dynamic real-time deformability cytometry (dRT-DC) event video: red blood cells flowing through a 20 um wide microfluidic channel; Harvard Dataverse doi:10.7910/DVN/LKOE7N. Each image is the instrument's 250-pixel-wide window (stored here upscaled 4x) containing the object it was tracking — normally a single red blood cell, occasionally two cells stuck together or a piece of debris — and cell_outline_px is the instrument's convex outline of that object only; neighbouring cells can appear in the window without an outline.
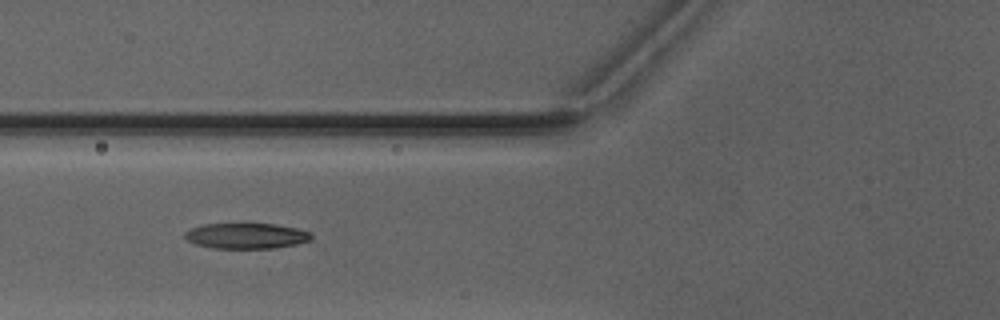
{"species": "Egyptian fruit bat (a non-hibernating species)", "species_latin": "Rousettus aegyptiacus", "temperature_condition": "warm", "stored_images_in_passage": 34, "camera_frame_rate_fps": 3000, "um_per_image_px": 0.085, "animal": {"sex": "male"}, "frame": {"image": 1, "passage_image": 3, "time_ms": 0.667, "image_size_px": [1000, 320], "cell_outline_px": [[312, 240], [296, 244], [276, 248], [212, 248], [196, 244], [188, 240], [184, 236], [184, 232], [192, 228], [204, 224], [276, 224], [296, 228], [312, 232]], "centroid_in_image_um": [20.97, 20.05], "position_along_channel_um": 104.8, "area_um2": 18.84}}
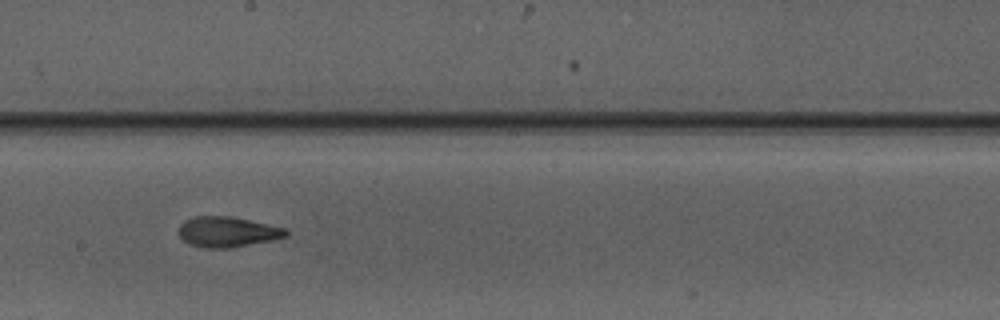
{"frame": {"image": 2, "passage_image": 12, "time_ms": 3.667, "image_size_px": [1000, 320], "cell_outline_px": [[288, 236], [272, 240], [228, 248], [204, 248], [188, 244], [180, 236], [180, 224], [184, 220], [192, 216], [232, 216], [284, 228], [288, 232]], "centroid_in_image_um": [19.3, 19.7], "position_along_channel_um": 228.9, "area_um2": 18.9}}
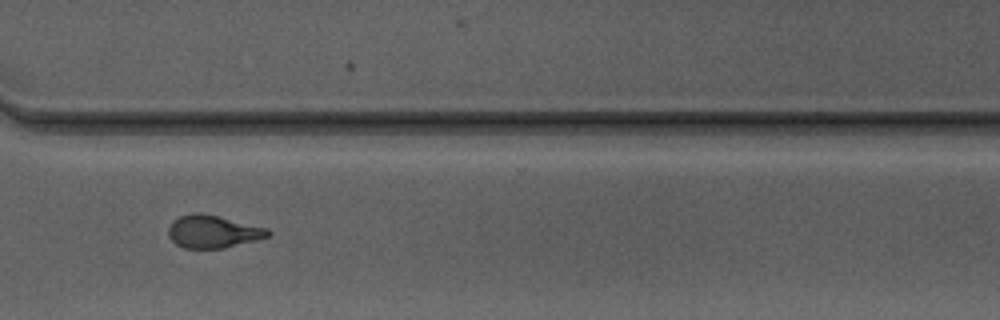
{"frame": {"image": 3, "passage_image": 21, "time_ms": 6.667, "image_size_px": [1000, 320], "cell_outline_px": [[272, 232], [268, 236], [224, 248], [184, 248], [176, 244], [168, 236], [168, 228], [172, 220], [180, 216], [192, 212], [204, 212], [268, 228]], "centroid_in_image_um": [18.07, 19.66], "position_along_channel_um": 352.5, "area_um2": 19.07}}